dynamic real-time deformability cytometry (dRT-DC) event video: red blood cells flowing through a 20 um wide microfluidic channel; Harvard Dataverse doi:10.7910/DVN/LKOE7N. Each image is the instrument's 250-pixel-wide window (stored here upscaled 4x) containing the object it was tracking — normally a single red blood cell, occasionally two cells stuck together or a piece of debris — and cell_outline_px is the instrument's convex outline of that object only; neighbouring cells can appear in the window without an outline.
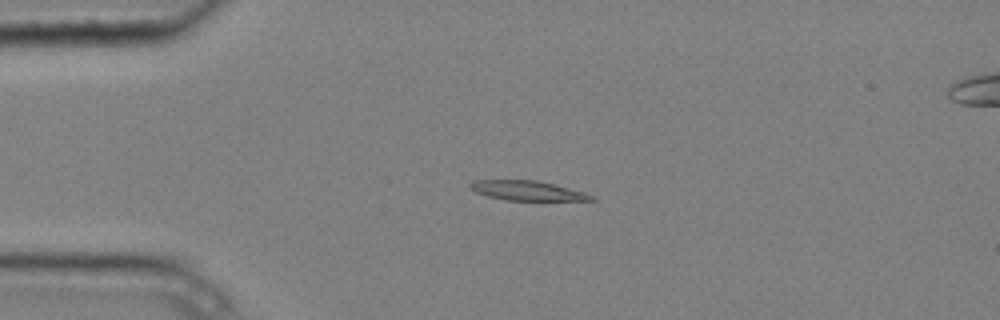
{"species": "common noctule bat (a hibernating species)", "species_latin": "Nyctalus noctula", "temperature_condition": "cold", "stored_images_in_passage": 4, "camera_frame_rate_fps": 3000, "um_per_image_px": 0.085, "animal": {"sex": "male", "body_mass_g": 20.4}, "frame": {"image": 1, "passage_image": 3, "time_ms": 0.667, "image_size_px": [1000, 320], "cell_outline_px": [[596, 200], [504, 200], [488, 196], [476, 192], [468, 184], [476, 180], [536, 180], [584, 192], [596, 196]], "centroid_in_image_um": [44.84, 16.21], "position_along_channel_um": 40.2, "area_um2": 13.64}}